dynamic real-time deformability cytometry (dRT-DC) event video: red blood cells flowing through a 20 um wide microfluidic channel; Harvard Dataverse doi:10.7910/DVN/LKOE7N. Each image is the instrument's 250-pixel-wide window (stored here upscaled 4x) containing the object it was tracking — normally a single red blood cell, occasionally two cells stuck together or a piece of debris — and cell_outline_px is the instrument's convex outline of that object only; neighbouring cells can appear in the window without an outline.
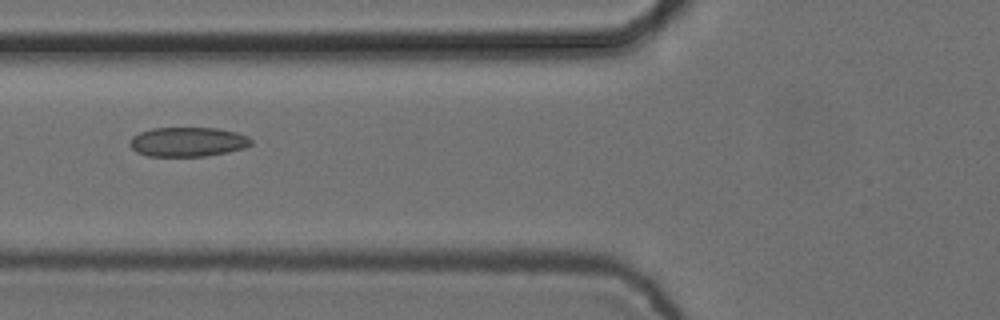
{"species": "common noctule bat (a hibernating species)", "species_latin": "Nyctalus noctula", "temperature_condition": "cold", "stored_images_in_passage": 5, "camera_frame_rate_fps": 3000, "um_per_image_px": 0.085, "animal": {"sex": "female", "body_mass_g": 24.6, "forearm_length_mm": 56.2}, "frame": {"image": 1, "passage_image": 3, "time_ms": 0.667, "image_size_px": [1000, 320], "cell_outline_px": [[252, 144], [244, 148], [228, 152], [204, 156], [148, 156], [136, 152], [128, 144], [132, 136], [140, 132], [152, 128], [216, 128], [236, 132], [248, 136], [252, 140]], "centroid_in_image_um": [15.95, 12.06], "position_along_channel_um": 109.9, "area_um2": 20.87}}
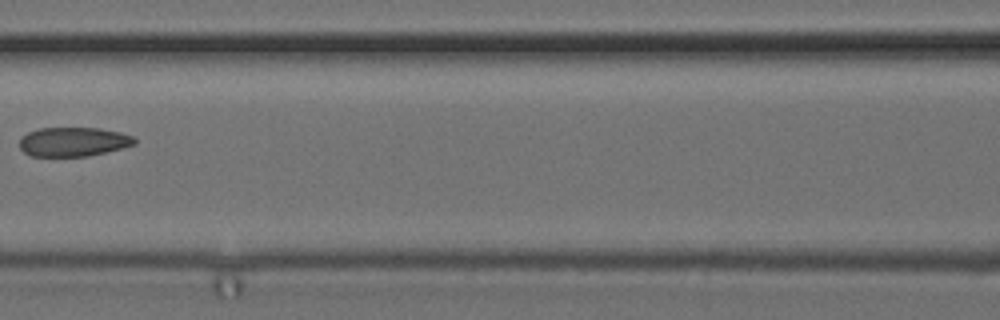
{"frame": {"image": 2, "passage_image": 4, "time_ms": 1.0, "image_size_px": [1000, 320], "cell_outline_px": [[136, 144], [88, 156], [32, 156], [24, 152], [20, 148], [20, 140], [28, 132], [40, 128], [100, 128], [120, 132], [132, 136], [136, 140]], "centroid_in_image_um": [6.23, 12.05], "position_along_channel_um": 160.4, "area_um2": 19.36}}
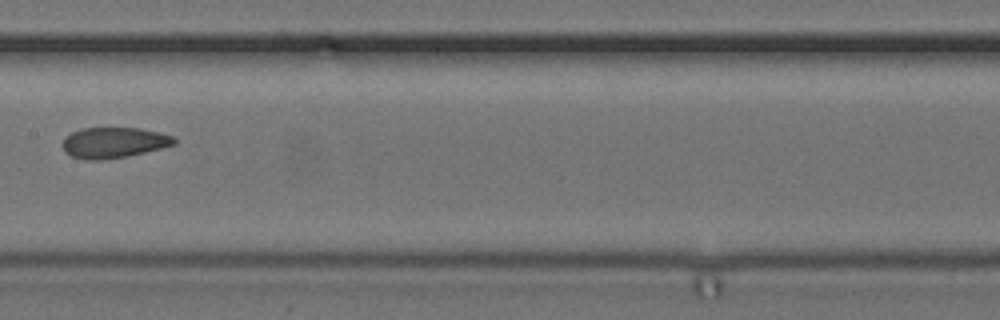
{"frame": {"image": 3, "passage_image": 5, "time_ms": 1.333, "image_size_px": [1000, 320], "cell_outline_px": [[176, 144], [128, 156], [100, 160], [84, 160], [72, 156], [64, 152], [64, 140], [72, 132], [84, 128], [140, 128], [172, 136], [176, 140]], "centroid_in_image_um": [9.67, 12.13], "position_along_channel_um": 197.7, "area_um2": 19.65}}